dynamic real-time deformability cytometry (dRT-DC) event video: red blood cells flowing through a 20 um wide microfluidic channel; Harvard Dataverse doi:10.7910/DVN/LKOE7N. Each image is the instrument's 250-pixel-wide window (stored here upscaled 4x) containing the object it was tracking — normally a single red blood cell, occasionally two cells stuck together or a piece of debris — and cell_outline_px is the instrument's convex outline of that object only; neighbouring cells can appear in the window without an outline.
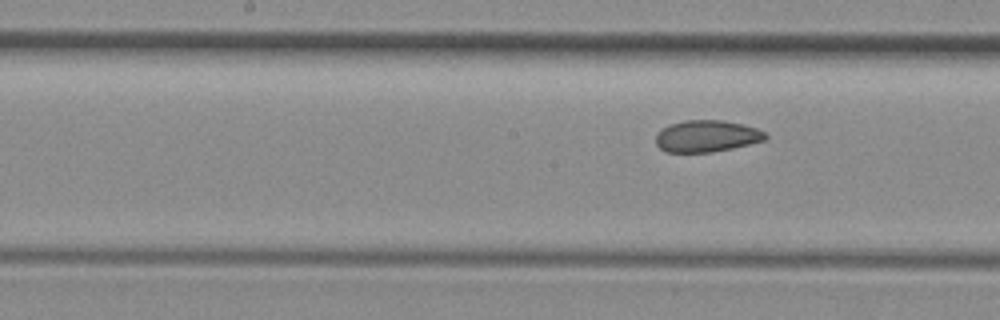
{"species": "common noctule bat (a hibernating species)", "species_latin": "Nyctalus noctula", "temperature_condition": "room temperature", "stored_images_in_passage": 6, "segment_of_instrument_passage": [2, 2], "camera_frame_rate_fps": 3000, "um_per_image_px": 0.085, "animal": {"sex": "female", "body_mass_g": 29.2, "forearm_length_mm": 56.3}, "frame": {"image": 1, "passage_image": 6, "time_ms": 1.667, "image_size_px": [1000, 320], "cell_outline_px": [[768, 136], [764, 140], [732, 148], [712, 152], [664, 152], [656, 144], [656, 132], [660, 128], [668, 124], [684, 120], [724, 120], [744, 124], [756, 128], [764, 132]], "centroid_in_image_um": [60.02, 11.56], "position_along_channel_um": 188.2, "area_um2": 20.46}}